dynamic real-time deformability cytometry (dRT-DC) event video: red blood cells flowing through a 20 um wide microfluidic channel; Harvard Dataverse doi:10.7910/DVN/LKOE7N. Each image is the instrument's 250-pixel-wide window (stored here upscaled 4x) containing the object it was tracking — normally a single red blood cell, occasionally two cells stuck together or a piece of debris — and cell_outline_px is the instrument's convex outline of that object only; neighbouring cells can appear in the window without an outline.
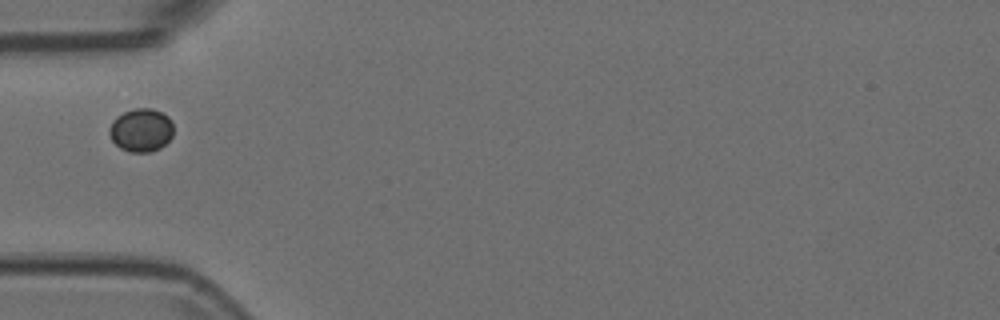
{"species": "Egyptian fruit bat (a non-hibernating species)", "species_latin": "Rousettus aegyptiacus", "temperature_condition": "room temperature", "stored_images_in_passage": 38, "camera_frame_rate_fps": 3000, "um_per_image_px": 0.085, "animal": {"sex": "female"}, "frame": {"image": 1, "passage_image": 1, "time_ms": 0.0, "image_size_px": [1000, 320], "cell_outline_px": [[172, 136], [160, 148], [152, 152], [128, 152], [120, 148], [112, 140], [108, 132], [108, 128], [112, 120], [116, 116], [132, 108], [152, 108], [168, 116], [172, 120]], "centroid_in_image_um": [11.97, 11.05], "position_along_channel_um": 73.0, "area_um2": 16.36}}
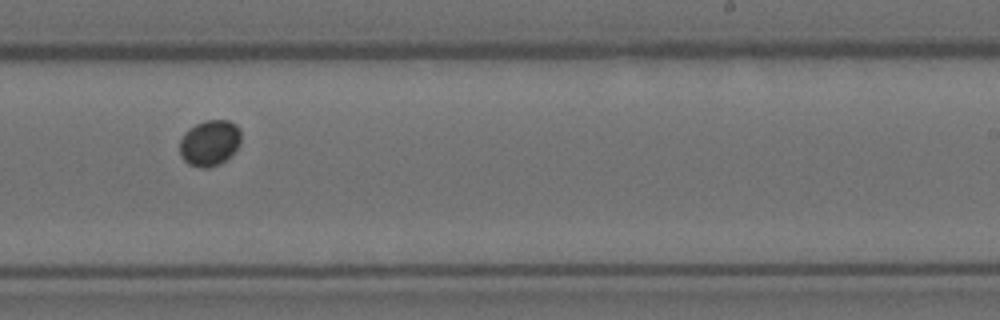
{"frame": {"image": 2, "passage_image": 17, "time_ms": 5.333, "image_size_px": [1000, 320], "cell_outline_px": [[240, 140], [236, 148], [220, 164], [208, 168], [200, 168], [188, 164], [180, 156], [180, 140], [184, 132], [188, 128], [204, 120], [228, 120], [236, 124], [240, 128]], "centroid_in_image_um": [17.79, 12.14], "position_along_channel_um": 271.2, "area_um2": 16.42}}
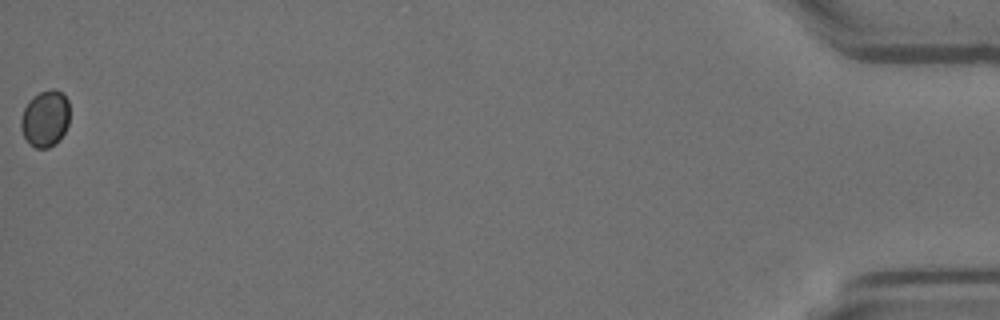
{"frame": {"image": 3, "passage_image": 38, "time_ms": 12.333, "image_size_px": [1000, 320], "cell_outline_px": [[68, 124], [64, 132], [48, 148], [36, 148], [28, 144], [20, 128], [20, 120], [24, 108], [32, 96], [40, 92], [52, 88], [60, 92], [68, 100]], "centroid_in_image_um": [3.8, 10.07], "position_along_channel_um": 431.4, "area_um2": 15.84}}